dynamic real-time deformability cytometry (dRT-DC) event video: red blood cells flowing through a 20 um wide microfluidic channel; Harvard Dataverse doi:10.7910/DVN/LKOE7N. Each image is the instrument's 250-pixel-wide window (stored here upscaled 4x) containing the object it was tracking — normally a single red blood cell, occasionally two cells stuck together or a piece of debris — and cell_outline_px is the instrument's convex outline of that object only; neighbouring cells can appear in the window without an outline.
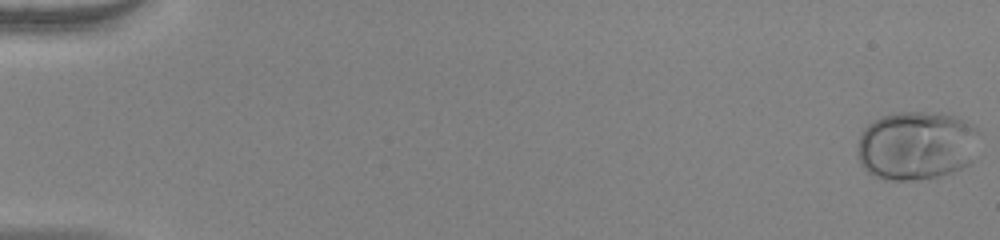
{"species": "human", "species_latin": "Homo sapiens", "temperature_condition": "warm", "stored_images_in_passage": 54, "camera_frame_rate_fps": 3000, "um_per_image_px": 0.085, "donor": {"sex": "female"}, "frame": {"image": 1, "passage_image": 1, "time_ms": 0.0, "image_size_px": [1000, 240], "cell_outline_px": [[980, 132], [972, 164], [952, 172], [940, 176], [916, 180], [884, 180], [872, 176], [860, 164], [856, 148], [860, 132], [868, 124], [884, 116], [900, 112], [924, 112], [956, 116], [972, 124]], "centroid_in_image_um": [77.9, 12.39], "position_along_channel_um": 7.1, "area_um2": 49.53}}
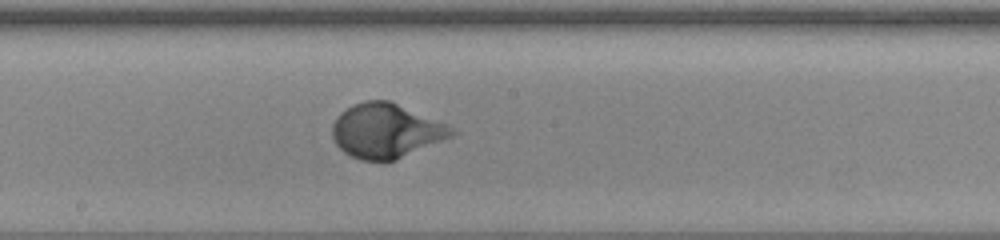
{"frame": {"image": 2, "passage_image": 31, "time_ms": 10.0, "image_size_px": [1000, 240], "cell_outline_px": [[460, 132], [452, 136], [396, 160], [384, 164], [360, 160], [344, 152], [336, 144], [332, 136], [332, 124], [340, 112], [352, 104], [364, 100], [388, 100], [448, 124]], "centroid_in_image_um": [32.81, 11.14], "position_along_channel_um": 215.4, "area_um2": 38.38}}
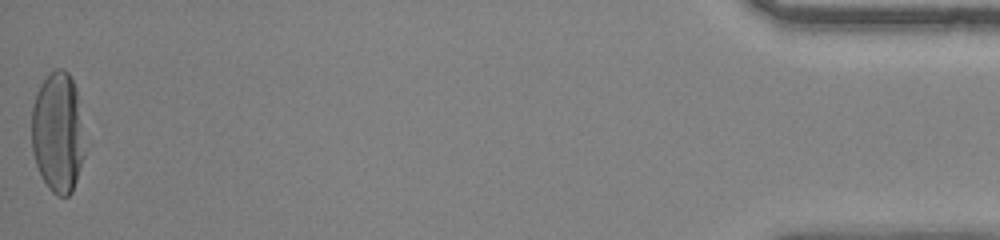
{"frame": {"image": 3, "passage_image": 54, "time_ms": 17.667, "image_size_px": [1000, 240], "cell_outline_px": [[84, 156], [72, 192], [68, 196], [56, 196], [48, 188], [40, 176], [32, 152], [32, 108], [36, 92], [40, 84], [56, 68], [64, 68], [68, 72], [76, 88]], "centroid_in_image_um": [4.88, 11.29], "position_along_channel_um": 430.3, "area_um2": 36.93}, "authors_computed_cell_mechanics": {"area_um2": 37.3099, "velocity_mm_per_s": 3.9299, "shape_relaxation_time_tau1_ms": 3.3479, "shape_relaxation_time_tau2_ms": null, "deformation_change_tau1": 0.2191, "deformation_change_tau2": null}}